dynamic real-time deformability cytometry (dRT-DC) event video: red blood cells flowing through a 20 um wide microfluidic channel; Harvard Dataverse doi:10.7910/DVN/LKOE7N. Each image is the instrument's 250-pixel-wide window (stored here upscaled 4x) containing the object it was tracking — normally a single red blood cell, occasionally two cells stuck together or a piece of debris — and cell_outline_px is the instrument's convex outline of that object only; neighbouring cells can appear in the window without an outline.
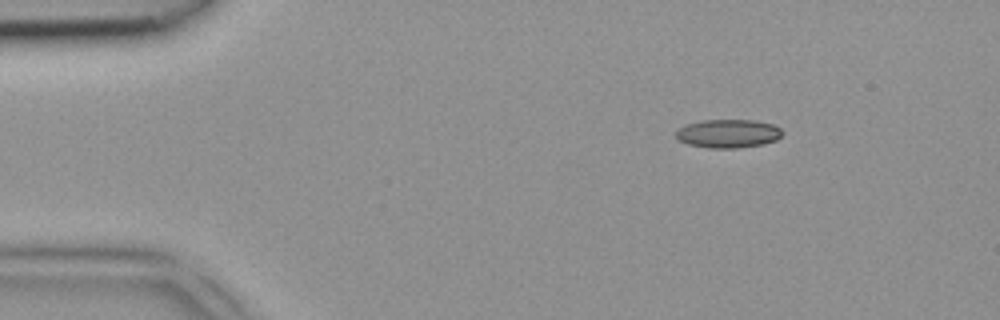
{"species": "common noctule bat (a hibernating species)", "species_latin": "Nyctalus noctula", "temperature_condition": "room temperature", "stored_images_in_passage": 3, "camera_frame_rate_fps": 3000, "um_per_image_px": 0.085, "animal": {"sex": "female", "body_mass_g": 18.4}, "frame": {"image": 1, "passage_image": 1, "time_ms": 0.0, "image_size_px": [1000, 320], "cell_outline_px": [[784, 132], [776, 140], [764, 144], [736, 148], [708, 148], [688, 144], [680, 140], [676, 136], [676, 132], [680, 128], [688, 124], [704, 120], [752, 120], [772, 124], [780, 128]], "centroid_in_image_um": [61.92, 11.36], "position_along_channel_um": 23.1, "area_um2": 17.51}}
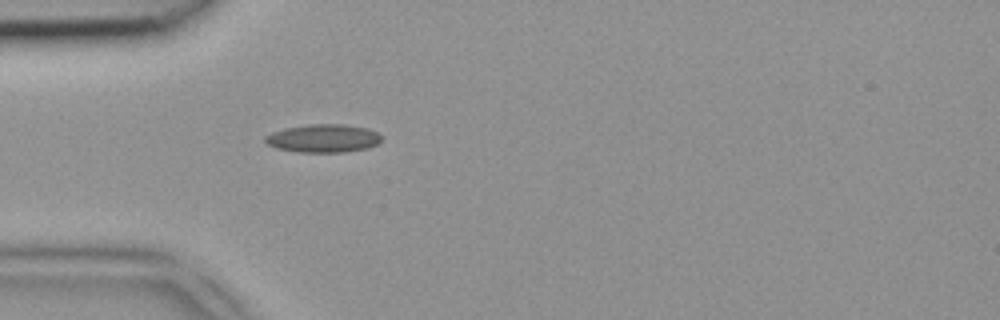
{"frame": {"image": 2, "passage_image": 3, "time_ms": 0.667, "image_size_px": [1000, 320], "cell_outline_px": [[380, 140], [376, 144], [368, 148], [344, 152], [296, 152], [276, 148], [268, 144], [264, 140], [264, 136], [272, 132], [284, 128], [308, 124], [344, 124], [368, 128], [376, 132], [380, 136]], "centroid_in_image_um": [27.44, 11.75], "position_along_channel_um": 57.6, "area_um2": 19.13}}